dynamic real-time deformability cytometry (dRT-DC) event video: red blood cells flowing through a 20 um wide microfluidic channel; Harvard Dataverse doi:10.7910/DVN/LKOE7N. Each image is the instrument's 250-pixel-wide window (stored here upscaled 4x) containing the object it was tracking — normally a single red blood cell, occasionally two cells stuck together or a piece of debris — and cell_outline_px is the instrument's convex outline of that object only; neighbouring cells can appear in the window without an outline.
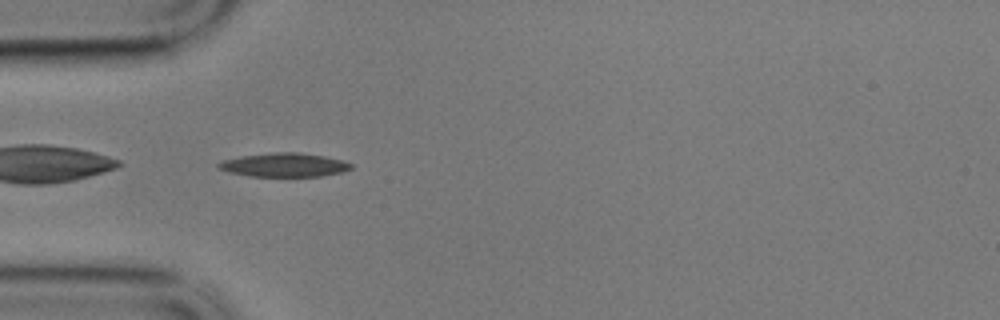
{"species": "common noctule bat (a hibernating species)", "species_latin": "Nyctalus noctula", "temperature_condition": "cold", "stored_images_in_passage": 42, "camera_frame_rate_fps": 3000, "um_per_image_px": 0.085, "animal": {"sex": "male", "body_mass_g": 17.9}, "frame": {"image": 1, "passage_image": 1, "time_ms": 0.0, "image_size_px": [1000, 320], "cell_outline_px": [[352, 168], [344, 172], [320, 176], [248, 176], [228, 172], [220, 168], [216, 164], [224, 160], [240, 156], [272, 152], [300, 152], [324, 156], [344, 160], [352, 164]], "centroid_in_image_um": [24.19, 14.01], "position_along_channel_um": 60.8, "area_um2": 18.44}}